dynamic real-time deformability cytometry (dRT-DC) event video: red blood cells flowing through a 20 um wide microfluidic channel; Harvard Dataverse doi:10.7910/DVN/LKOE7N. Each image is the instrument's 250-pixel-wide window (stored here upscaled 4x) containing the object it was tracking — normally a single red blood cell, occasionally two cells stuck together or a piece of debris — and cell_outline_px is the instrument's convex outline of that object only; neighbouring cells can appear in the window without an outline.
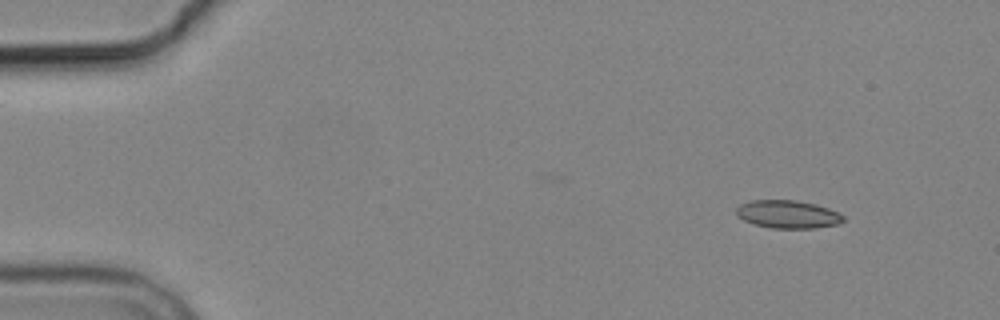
{"species": "common noctule bat (a hibernating species)", "species_latin": "Nyctalus noctula", "temperature_condition": "cold", "stored_images_in_passage": 4, "camera_frame_rate_fps": 3000, "um_per_image_px": 0.085, "animal": {"sex": "male", "body_mass_g": 19.2, "forearm_length_mm": 51.8}, "frame": {"image": 1, "passage_image": 1, "time_ms": 0.0, "image_size_px": [1000, 320], "cell_outline_px": [[844, 220], [840, 224], [816, 228], [772, 228], [752, 224], [736, 216], [736, 208], [740, 204], [752, 200], [796, 200], [816, 204], [828, 208], [844, 216]], "centroid_in_image_um": [66.95, 18.22], "position_along_channel_um": 18.1, "area_um2": 17.57}}
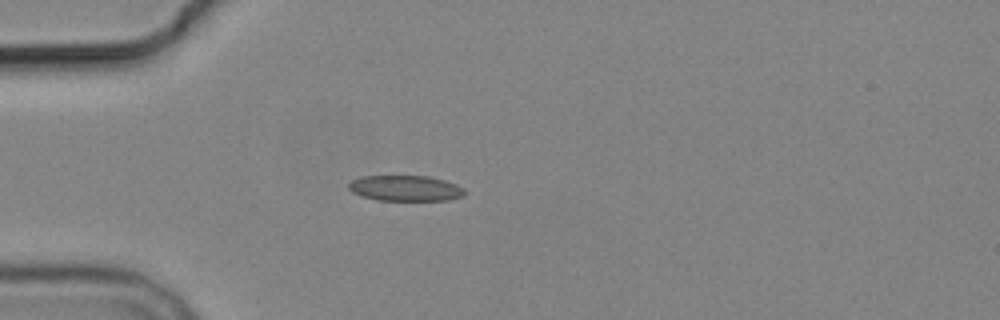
{"frame": {"image": 2, "passage_image": 4, "time_ms": 3.333, "image_size_px": [1000, 320], "cell_outline_px": [[464, 196], [448, 200], [376, 200], [360, 196], [352, 192], [348, 188], [348, 184], [352, 180], [360, 176], [428, 176], [444, 180], [456, 184], [464, 188]], "centroid_in_image_um": [34.43, 16.0], "position_along_channel_um": 50.6, "area_um2": 17.4}}